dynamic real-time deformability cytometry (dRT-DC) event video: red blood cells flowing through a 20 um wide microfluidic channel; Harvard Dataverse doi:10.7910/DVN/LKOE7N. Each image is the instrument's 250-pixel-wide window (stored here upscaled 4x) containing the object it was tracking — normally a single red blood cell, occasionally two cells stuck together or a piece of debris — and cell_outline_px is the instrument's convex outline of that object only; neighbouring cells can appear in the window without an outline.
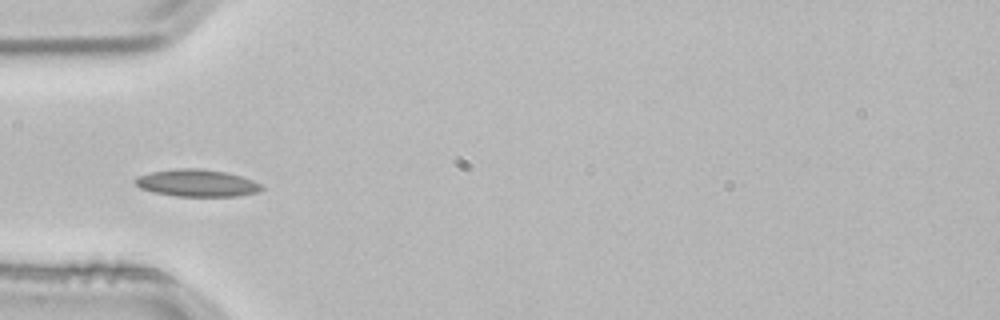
{"species": "common noctule bat (a hibernating species)", "species_latin": "Nyctalus noctula", "temperature_condition": "room temperature", "stored_images_in_passage": 5, "camera_frame_rate_fps": 3000, "um_per_image_px": 0.085, "animal": {"sex": "male", "body_mass_g": 21.5, "forearm_length_mm": 52.0}, "frame": {"image": 1, "passage_image": 4, "time_ms": 1.0, "image_size_px": [1000, 320], "cell_outline_px": [[264, 188], [260, 192], [236, 196], [176, 196], [152, 192], [140, 188], [132, 180], [136, 176], [152, 172], [176, 168], [200, 168], [228, 172], [264, 184]], "centroid_in_image_um": [16.75, 15.55], "position_along_channel_um": 68.2, "area_um2": 20.29}}